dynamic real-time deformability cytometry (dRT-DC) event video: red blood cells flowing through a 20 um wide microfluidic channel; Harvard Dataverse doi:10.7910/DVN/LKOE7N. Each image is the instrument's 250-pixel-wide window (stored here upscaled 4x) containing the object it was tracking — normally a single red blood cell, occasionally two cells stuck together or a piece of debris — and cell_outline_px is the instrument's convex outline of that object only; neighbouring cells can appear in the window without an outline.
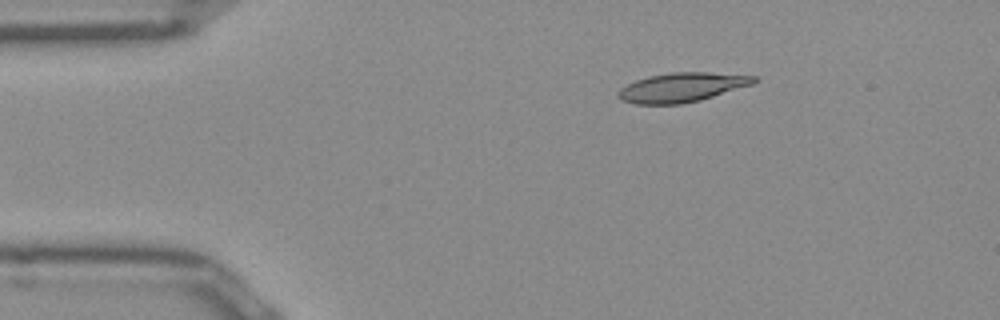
{"species": "Egyptian fruit bat (a non-hibernating species)", "species_latin": "Rousettus aegyptiacus", "temperature_condition": "room temperature", "stored_images_in_passage": 44, "camera_frame_rate_fps": 3000, "um_per_image_px": 0.085, "frame": {"image": 1, "passage_image": 1, "time_ms": 0.0, "image_size_px": [1000, 320], "cell_outline_px": [[760, 80], [752, 84], [700, 100], [680, 104], [636, 104], [624, 100], [620, 96], [620, 88], [636, 80], [648, 76], [668, 72], [708, 72], [756, 76]], "centroid_in_image_um": [58.0, 7.41], "position_along_channel_um": 27.0, "area_um2": 22.89}}
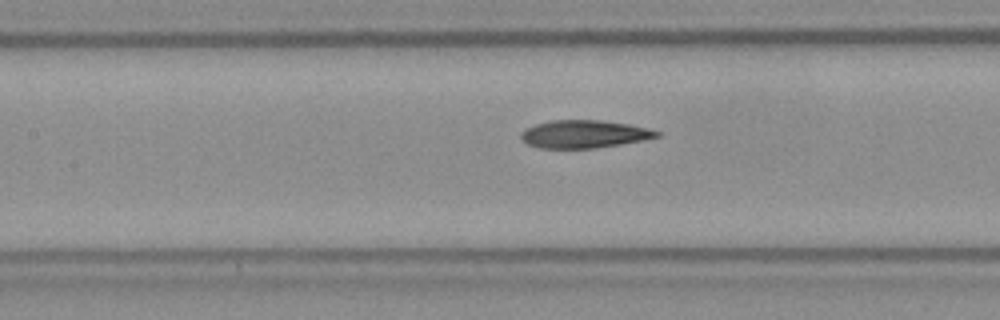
{"frame": {"image": 2, "passage_image": 15, "time_ms": 4.667, "image_size_px": [1000, 320], "cell_outline_px": [[660, 136], [620, 144], [596, 148], [540, 148], [528, 144], [520, 136], [520, 132], [524, 128], [536, 124], [552, 120], [600, 120], [628, 124], [648, 128], [660, 132]], "centroid_in_image_um": [49.61, 11.39], "position_along_channel_um": 157.8, "area_um2": 21.85}}
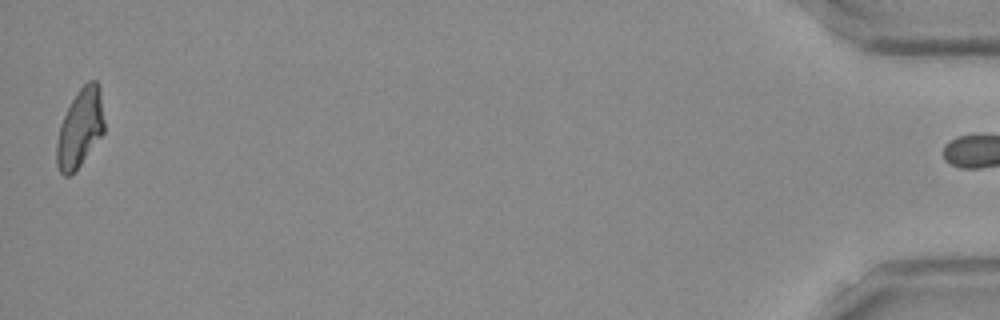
{"frame": {"image": 3, "passage_image": 43, "time_ms": 14.0, "image_size_px": [1000, 320], "cell_outline_px": [[104, 132], [80, 164], [68, 176], [64, 176], [60, 172], [56, 164], [56, 144], [60, 124], [72, 100], [80, 88], [88, 80], [96, 80], [100, 84], [104, 120]], "centroid_in_image_um": [6.81, 10.85], "position_along_channel_um": 428.4, "area_um2": 21.56}, "authors_computed_cell_mechanics": {"area_um2": 22.3397, "velocity_mm_per_s": 3.9641, "shape_relaxation_time_tau1_ms": 6.3982, "shape_relaxation_time_tau2_ms": 2.542, "deformation_change_tau1": 0.1976, "deformation_change_tau2": 0.1028}}